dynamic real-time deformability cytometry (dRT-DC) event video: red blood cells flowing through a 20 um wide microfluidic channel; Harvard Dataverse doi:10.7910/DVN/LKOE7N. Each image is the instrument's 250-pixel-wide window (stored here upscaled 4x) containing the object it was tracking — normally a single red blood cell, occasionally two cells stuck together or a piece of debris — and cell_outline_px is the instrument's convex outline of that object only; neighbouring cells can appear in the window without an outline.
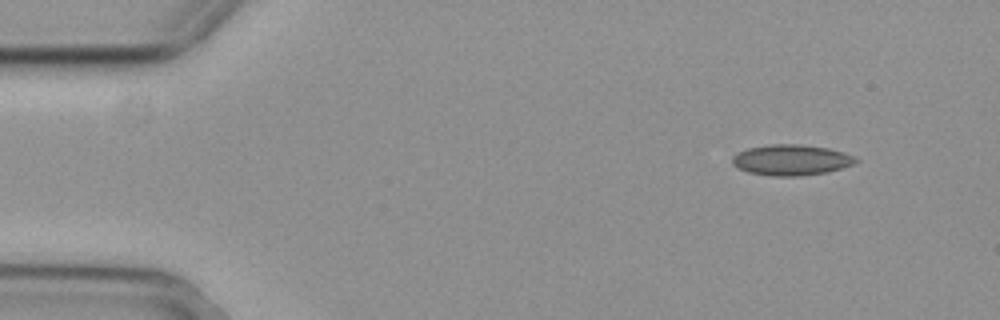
{"species": "common noctule bat (a hibernating species)", "species_latin": "Nyctalus noctula", "temperature_condition": "cold", "stored_images_in_passage": 51, "camera_frame_rate_fps": 3000, "um_per_image_px": 0.085, "animal": {"sex": "female", "body_mass_g": 29.2, "forearm_length_mm": 56.3}, "frame": {"image": 1, "passage_image": 1, "time_ms": 0.0, "image_size_px": [1000, 320], "cell_outline_px": [[860, 160], [852, 164], [828, 172], [800, 176], [772, 176], [748, 172], [732, 164], [732, 156], [736, 152], [748, 148], [772, 144], [800, 144], [828, 148], [844, 152], [856, 156]], "centroid_in_image_um": [67.26, 13.59], "position_along_channel_um": 17.7, "area_um2": 22.2}}
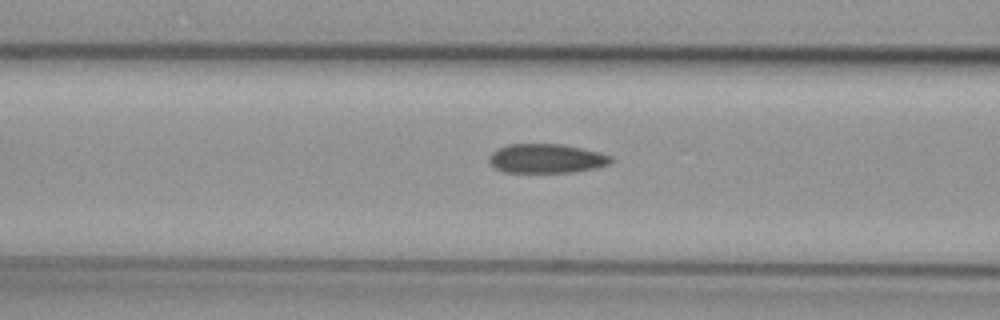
{"frame": {"image": 2, "passage_image": 17, "time_ms": 5.333, "image_size_px": [1000, 320], "cell_outline_px": [[612, 160], [608, 164], [596, 168], [572, 172], [504, 172], [496, 168], [488, 160], [492, 152], [496, 148], [508, 144], [560, 144], [600, 152], [612, 156]], "centroid_in_image_um": [46.43, 13.47], "position_along_channel_um": 120.2, "area_um2": 20.63}}
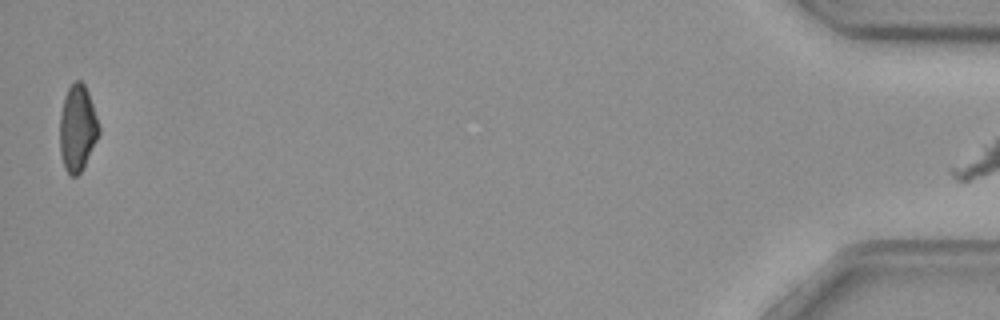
{"frame": {"image": 3, "passage_image": 50, "time_ms": 16.333, "image_size_px": [1000, 320], "cell_outline_px": [[100, 132], [80, 172], [76, 176], [68, 176], [64, 168], [60, 152], [60, 112], [64, 96], [72, 80], [80, 80], [84, 84], [88, 92], [100, 124]], "centroid_in_image_um": [6.57, 10.86], "position_along_channel_um": 428.6, "area_um2": 19.77}, "authors_computed_cell_mechanics": {"area_um2": 20.9814, "velocity_mm_per_s": 3.7156, "shape_relaxation_time_tau1_ms": 7.6576, "shape_relaxation_time_tau2_ms": 4.6007, "deformation_change_tau1": 0.1318, "deformation_change_tau2": 0.1129}}